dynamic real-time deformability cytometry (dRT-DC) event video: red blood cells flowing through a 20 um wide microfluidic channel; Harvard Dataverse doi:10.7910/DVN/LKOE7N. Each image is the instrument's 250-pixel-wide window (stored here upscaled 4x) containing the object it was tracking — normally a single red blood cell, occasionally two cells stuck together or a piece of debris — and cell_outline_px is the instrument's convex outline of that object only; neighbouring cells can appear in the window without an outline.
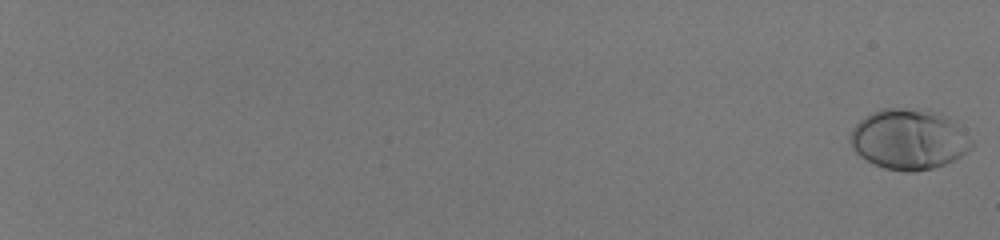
{"species": "human", "species_latin": "Homo sapiens", "temperature_condition": "room temperature", "stored_images_in_passage": 59, "camera_frame_rate_fps": 3000, "um_per_image_px": 0.085, "donor": {"sex": "male"}, "frame": {"image": 1, "passage_image": 1, "time_ms": 0.0, "image_size_px": [1000, 240], "cell_outline_px": [[972, 148], [968, 152], [944, 164], [932, 168], [916, 172], [904, 172], [884, 168], [860, 156], [852, 148], [848, 140], [848, 136], [852, 128], [864, 116], [880, 108], [904, 108], [940, 112], [948, 116], [972, 140]], "centroid_in_image_um": [77.22, 11.83], "position_along_channel_um": 7.8, "area_um2": 42.83}}
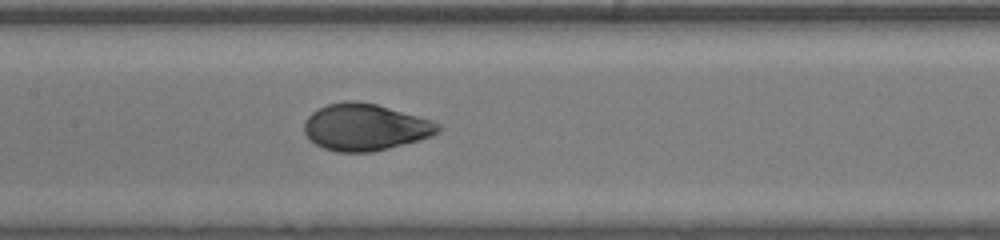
{"frame": {"image": 2, "passage_image": 36, "time_ms": 11.667, "image_size_px": [1000, 240], "cell_outline_px": [[440, 132], [432, 136], [420, 140], [372, 152], [336, 152], [324, 148], [308, 140], [304, 132], [304, 120], [312, 112], [328, 104], [344, 100], [352, 100], [376, 104], [432, 120], [440, 124]], "centroid_in_image_um": [31.03, 10.81], "position_along_channel_um": 176.4, "area_um2": 36.65}}
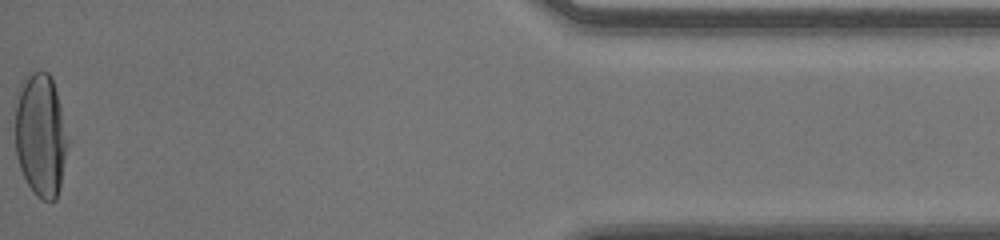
{"frame": {"image": 3, "passage_image": 59, "time_ms": 19.333, "image_size_px": [1000, 240], "cell_outline_px": [[68, 144], [60, 188], [56, 200], [44, 200], [36, 196], [32, 192], [20, 168], [16, 156], [16, 104], [20, 84], [24, 76], [32, 72], [48, 72], [52, 80], [56, 92], [68, 140]], "centroid_in_image_um": [3.45, 11.51], "position_along_channel_um": 431.8, "area_um2": 37.51}, "authors_computed_cell_mechanics": {"area_um2": 36.8764, "velocity_mm_per_s": 4.0593, "shape_relaxation_time_tau1_ms": 3.5234, "shape_relaxation_time_tau2_ms": null, "deformation_change_tau1": 0.194, "deformation_change_tau2": null}}